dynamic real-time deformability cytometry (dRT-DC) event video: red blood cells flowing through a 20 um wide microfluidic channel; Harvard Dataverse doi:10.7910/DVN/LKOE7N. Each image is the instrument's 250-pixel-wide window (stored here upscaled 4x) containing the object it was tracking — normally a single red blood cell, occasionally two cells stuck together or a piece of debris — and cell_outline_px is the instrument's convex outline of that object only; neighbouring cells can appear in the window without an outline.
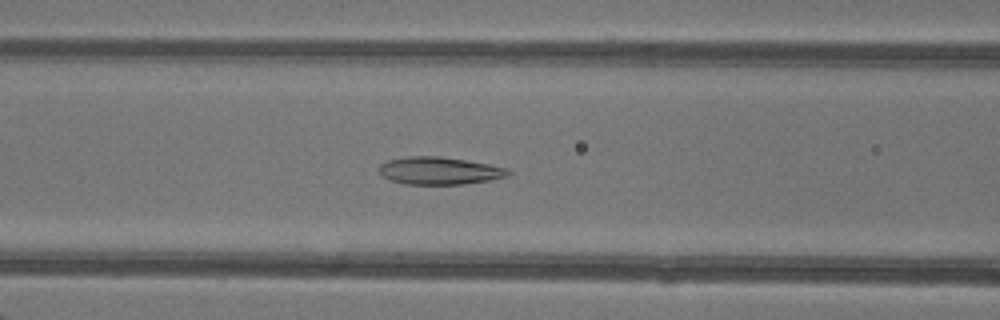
{"species": "common noctule bat (a hibernating species)", "species_latin": "Nyctalus noctula", "temperature_condition": "warm", "stored_images_in_passage": 48, "camera_frame_rate_fps": 3000, "um_per_image_px": 0.085, "animal": {"sex": "female"}, "frame": {"image": 1, "passage_image": 21, "time_ms": 6.667, "image_size_px": [1000, 320], "cell_outline_px": [[512, 172], [508, 176], [488, 180], [464, 184], [404, 184], [388, 180], [380, 172], [380, 164], [388, 160], [408, 156], [440, 156], [488, 164], [508, 168]], "centroid_in_image_um": [37.35, 14.51], "position_along_channel_um": 129.3, "area_um2": 20.63}}
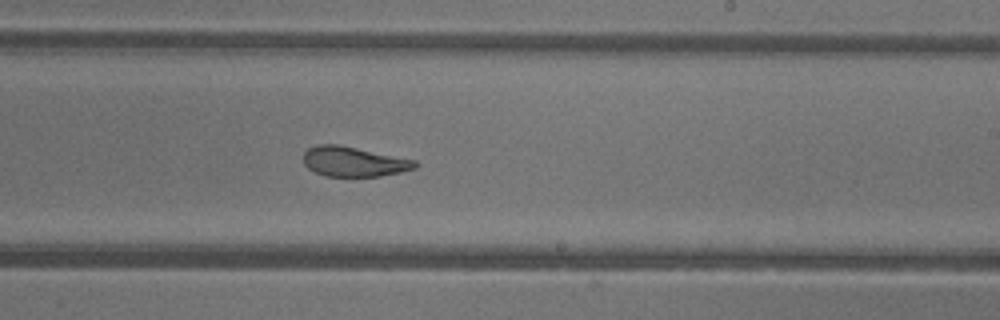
{"frame": {"image": 2, "passage_image": 30, "time_ms": 9.667, "image_size_px": [1000, 320], "cell_outline_px": [[420, 164], [416, 168], [400, 172], [380, 176], [324, 176], [308, 168], [304, 164], [304, 152], [308, 148], [316, 144], [340, 144], [416, 160]], "centroid_in_image_um": [30.08, 13.72], "position_along_channel_um": 258.9, "area_um2": 19.59}}
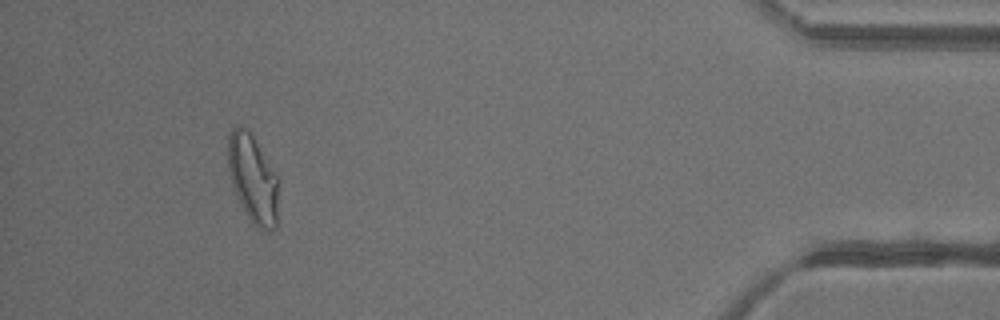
{"frame": {"image": 3, "passage_image": 45, "time_ms": 14.667, "image_size_px": [1000, 320], "cell_outline_px": [[276, 228], [268, 232], [256, 228], [248, 216], [232, 184], [228, 168], [228, 132], [236, 124], [240, 124], [252, 136], [276, 172]], "centroid_in_image_um": [21.47, 15.17], "position_along_channel_um": 413.7, "area_um2": 25.32}, "authors_computed_cell_mechanics": {"area_um2": 23.2934, "velocity_mm_per_s": 4.3291, "shape_relaxation_time_tau1_ms": null, "shape_relaxation_time_tau2_ms": 0.7826, "deformation_change_tau1": null, "deformation_change_tau2": 0.0679}}